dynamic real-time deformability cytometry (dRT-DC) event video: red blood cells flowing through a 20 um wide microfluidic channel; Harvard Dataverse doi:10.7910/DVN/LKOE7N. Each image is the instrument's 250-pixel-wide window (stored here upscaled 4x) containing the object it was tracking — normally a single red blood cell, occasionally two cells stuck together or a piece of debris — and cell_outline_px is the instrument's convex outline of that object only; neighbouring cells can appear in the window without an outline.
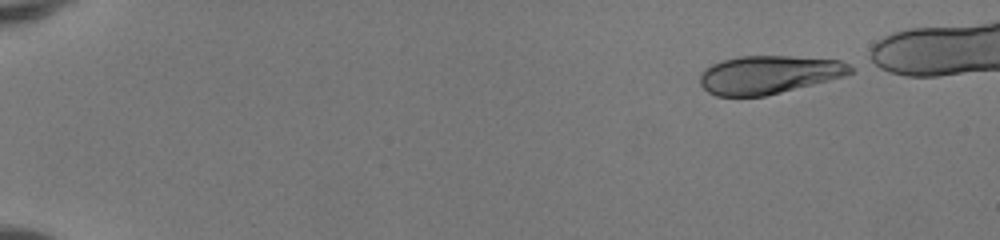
{"species": "human", "species_latin": "Homo sapiens", "temperature_condition": "room temperature", "stored_images_in_passage": 44, "camera_frame_rate_fps": 3000, "um_per_image_px": 0.085, "donor": {"sex": "female"}, "frame": {"image": 1, "passage_image": 1, "time_ms": 0.0, "image_size_px": [1000, 240], "cell_outline_px": [[852, 72], [844, 76], [764, 96], [716, 96], [708, 92], [700, 84], [700, 72], [704, 68], [712, 64], [724, 60], [740, 56], [792, 56], [840, 60], [848, 64], [852, 68]], "centroid_in_image_um": [65.3, 6.34], "position_along_channel_um": 19.7, "area_um2": 33.23}}
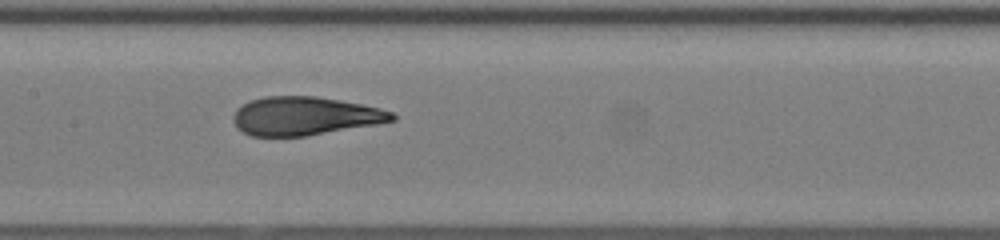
{"frame": {"image": 2, "passage_image": 23, "time_ms": 7.333, "image_size_px": [1000, 240], "cell_outline_px": [[396, 120], [376, 124], [304, 136], [252, 136], [236, 128], [232, 120], [236, 108], [252, 100], [264, 96], [316, 96], [360, 104], [380, 108], [392, 112], [396, 116]], "centroid_in_image_um": [25.88, 9.86], "position_along_channel_um": 181.5, "area_um2": 35.37}}
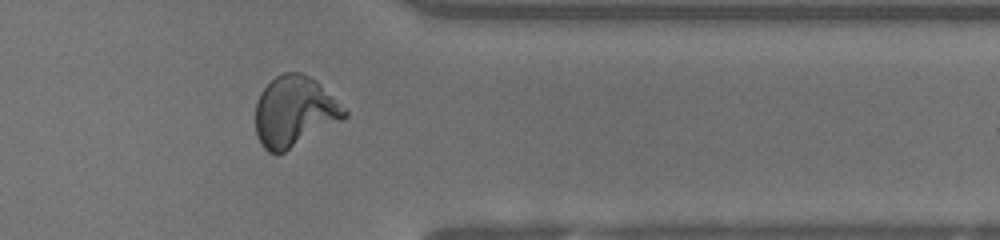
{"frame": {"image": 3, "passage_image": 38, "time_ms": 12.333, "image_size_px": [1000, 240], "cell_outline_px": [[348, 116], [284, 152], [276, 156], [268, 152], [260, 144], [256, 136], [256, 100], [260, 92], [276, 76], [284, 72], [300, 72], [316, 80], [348, 112]], "centroid_in_image_um": [24.98, 9.49], "position_along_channel_um": 386.4, "area_um2": 36.3}}